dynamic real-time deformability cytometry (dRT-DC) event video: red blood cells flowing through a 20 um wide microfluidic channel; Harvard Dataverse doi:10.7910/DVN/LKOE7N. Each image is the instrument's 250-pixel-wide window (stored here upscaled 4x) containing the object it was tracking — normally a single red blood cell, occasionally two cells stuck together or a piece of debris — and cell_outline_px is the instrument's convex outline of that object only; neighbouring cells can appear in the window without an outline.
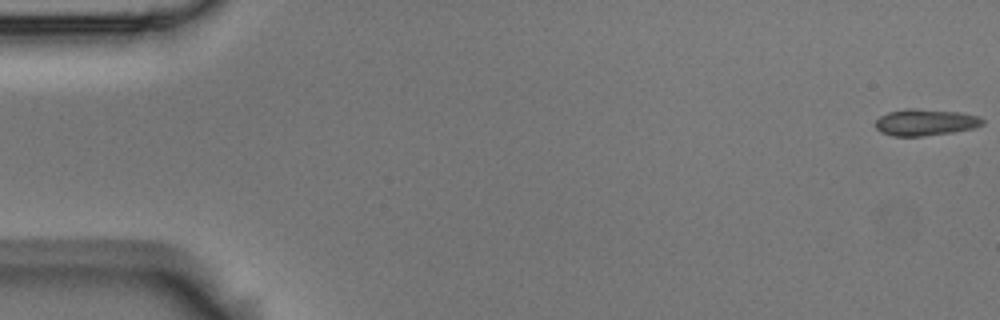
{"species": "Egyptian fruit bat (a non-hibernating species)", "species_latin": "Rousettus aegyptiacus", "temperature_condition": "room temperature", "stored_images_in_passage": 6, "segment_of_instrument_passage": [1, 2], "camera_frame_rate_fps": 3000, "um_per_image_px": 0.085, "animal": {"sex": "male"}, "frame": {"image": 1, "passage_image": 1, "time_ms": 0.0, "image_size_px": [1000, 320], "cell_outline_px": [[984, 124], [976, 128], [956, 132], [924, 136], [892, 136], [880, 132], [876, 128], [876, 120], [880, 116], [888, 112], [908, 108], [912, 108], [960, 112], [980, 116], [984, 120]], "centroid_in_image_um": [78.69, 10.4], "position_along_channel_um": 6.3, "area_um2": 16.82}}
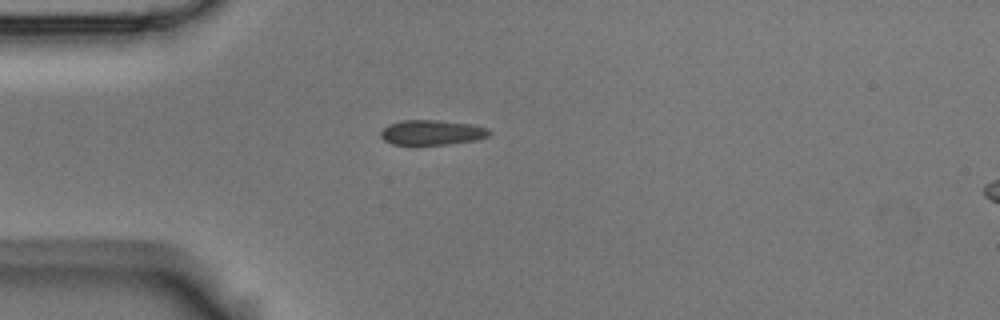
{"frame": {"image": 2, "passage_image": 5, "time_ms": 1.333, "image_size_px": [1000, 320], "cell_outline_px": [[492, 132], [488, 136], [476, 140], [448, 144], [412, 148], [392, 144], [384, 140], [380, 136], [380, 132], [388, 124], [400, 120], [440, 120], [472, 124], [488, 128]], "centroid_in_image_um": [36.66, 11.3], "position_along_channel_um": 48.3, "area_um2": 16.65}}